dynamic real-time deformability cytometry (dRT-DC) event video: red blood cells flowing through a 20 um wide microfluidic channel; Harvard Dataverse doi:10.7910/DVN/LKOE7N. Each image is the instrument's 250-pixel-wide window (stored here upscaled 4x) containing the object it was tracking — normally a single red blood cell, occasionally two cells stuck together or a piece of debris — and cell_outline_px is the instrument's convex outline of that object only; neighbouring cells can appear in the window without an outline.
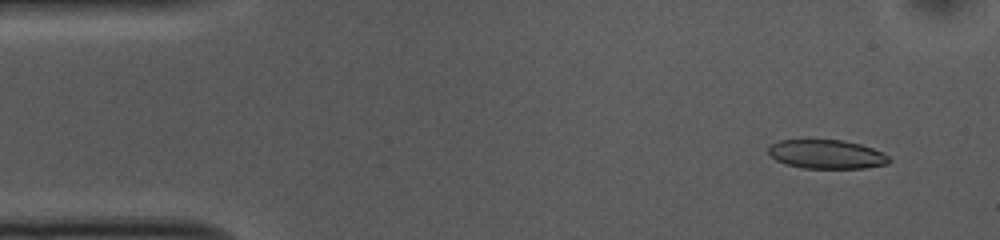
{"species": "common noctule bat (a hibernating species)", "species_latin": "Nyctalus noctula", "temperature_condition": "cold", "stored_images_in_passage": 52, "camera_frame_rate_fps": 3000, "um_per_image_px": 0.085, "animal": {"sex": "female", "body_mass_g": 10.0, "forearm_length_mm": 53.1}, "frame": {"image": 1, "passage_image": 4, "time_ms": 1.0, "image_size_px": [1000, 240], "cell_outline_px": [[892, 160], [888, 164], [864, 168], [804, 168], [784, 164], [776, 160], [768, 152], [768, 148], [772, 144], [780, 140], [844, 140], [860, 144], [872, 148], [888, 156]], "centroid_in_image_um": [70.26, 13.12], "position_along_channel_um": 14.7, "area_um2": 20.29}}
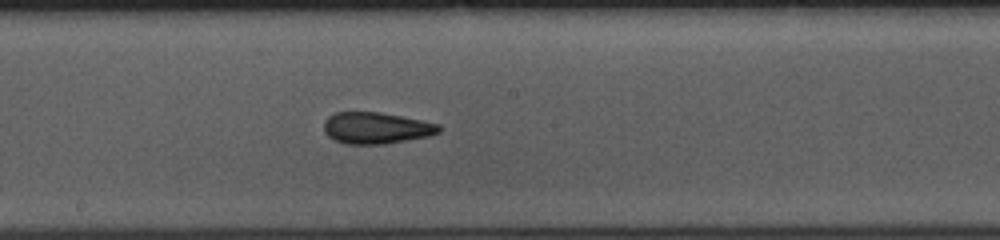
{"frame": {"image": 2, "passage_image": 27, "time_ms": 8.667, "image_size_px": [1000, 240], "cell_outline_px": [[440, 132], [428, 136], [384, 144], [344, 144], [328, 136], [324, 132], [324, 120], [328, 116], [336, 112], [380, 112], [440, 124]], "centroid_in_image_um": [31.95, 10.88], "position_along_channel_um": 216.3, "area_um2": 21.04}}
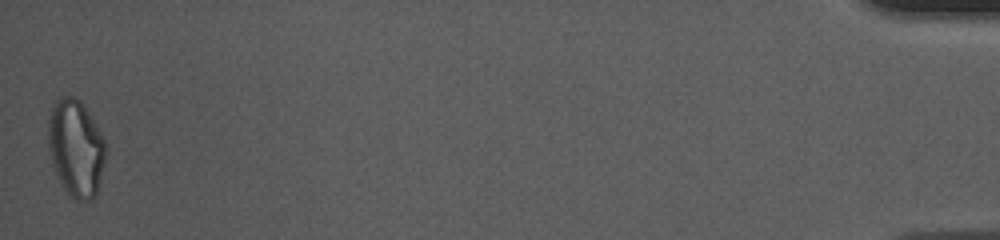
{"frame": {"image": 3, "passage_image": 52, "time_ms": 17.0, "image_size_px": [1000, 240], "cell_outline_px": [[108, 152], [96, 196], [92, 200], [76, 200], [64, 188], [52, 164], [48, 148], [48, 120], [52, 108], [56, 100], [60, 96], [72, 96], [80, 100], [100, 132], [104, 140]], "centroid_in_image_um": [6.46, 12.59], "position_along_channel_um": 428.7, "area_um2": 32.48}, "authors_computed_cell_mechanics": {"area_um2": 21.7906, "velocity_mm_per_s": 3.734, "shape_relaxation_time_tau1_ms": 8.1026, "shape_relaxation_time_tau2_ms": 2.3096, "deformation_change_tau1": 0.1568, "deformation_change_tau2": 0.0809}}